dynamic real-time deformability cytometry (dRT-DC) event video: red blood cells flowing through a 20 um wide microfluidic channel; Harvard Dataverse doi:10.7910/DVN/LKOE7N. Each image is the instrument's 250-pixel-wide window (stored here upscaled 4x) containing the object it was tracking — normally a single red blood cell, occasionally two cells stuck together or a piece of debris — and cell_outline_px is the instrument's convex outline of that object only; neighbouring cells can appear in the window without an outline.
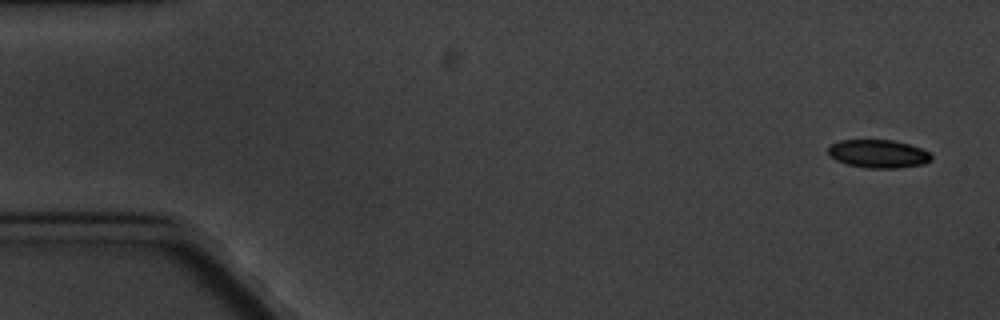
{"species": "common noctule bat (a hibernating species)", "species_latin": "Nyctalus noctula", "temperature_condition": "cold", "stored_images_in_passage": 16, "camera_frame_rate_fps": 3000, "um_per_image_px": 0.085, "animal": {"sex": "male", "body_mass_g": 20.1, "forearm_length_mm": 53.5}, "frame": {"image": 1, "passage_image": 1, "time_ms": 0.0, "image_size_px": [1000, 320], "cell_outline_px": [[932, 160], [924, 164], [896, 168], [864, 168], [848, 164], [836, 160], [828, 156], [828, 148], [832, 144], [840, 140], [892, 140], [908, 144], [920, 148], [928, 152], [932, 156]], "centroid_in_image_um": [74.64, 13.08], "position_along_channel_um": 10.4, "area_um2": 16.94}}
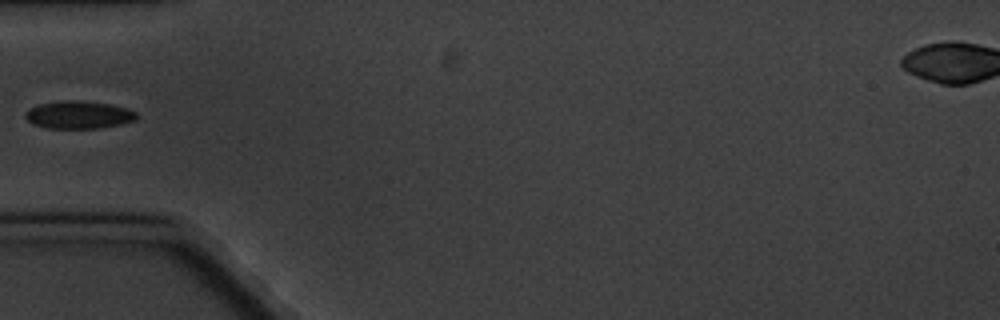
{"frame": {"image": 2, "passage_image": 5, "time_ms": 5.667, "image_size_px": [1000, 320], "cell_outline_px": [[136, 120], [120, 124], [100, 128], [48, 128], [32, 124], [24, 116], [24, 112], [28, 108], [36, 104], [60, 100], [80, 100], [112, 104], [128, 108], [136, 112]], "centroid_in_image_um": [6.65, 9.74], "position_along_channel_um": 78.4, "area_um2": 18.26}}
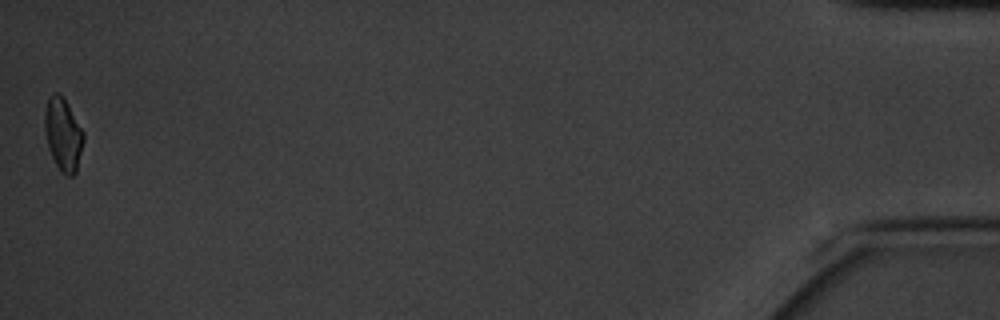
{"frame": {"image": 3, "passage_image": 16, "time_ms": 19.333, "image_size_px": [1000, 320], "cell_outline_px": [[84, 140], [76, 172], [72, 176], [68, 176], [60, 172], [48, 148], [44, 128], [44, 112], [48, 100], [52, 92], [60, 92], [68, 104], [84, 132]], "centroid_in_image_um": [5.36, 11.41], "position_along_channel_um": 429.8, "area_um2": 16.59}, "authors_computed_cell_mechanics": {"area_um2": 17.5134, "velocity_mm_per_s": 3.2666, "shape_relaxation_time_tau1_ms": 3.2775, "shape_relaxation_time_tau2_ms": 9.308, "deformation_change_tau1": 0.0776, "deformation_change_tau2": 0.1168}}